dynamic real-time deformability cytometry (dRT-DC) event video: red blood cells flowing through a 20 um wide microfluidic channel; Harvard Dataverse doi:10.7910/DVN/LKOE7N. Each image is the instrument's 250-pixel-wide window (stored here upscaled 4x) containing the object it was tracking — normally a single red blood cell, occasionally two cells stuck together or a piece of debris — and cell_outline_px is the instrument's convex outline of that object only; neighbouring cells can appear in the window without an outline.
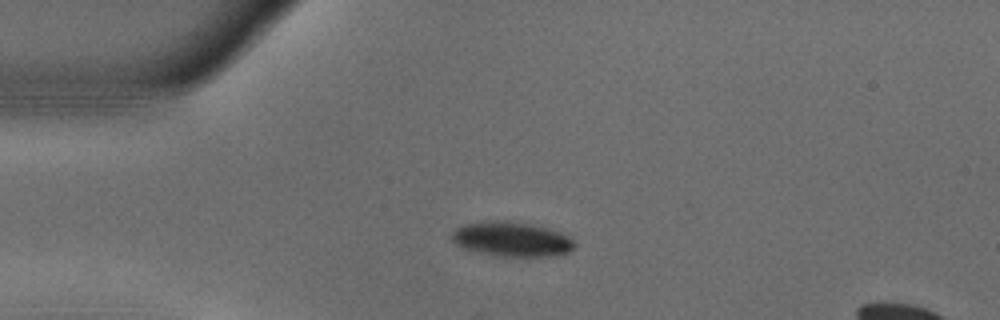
{"species": "common noctule bat (a hibernating species)", "species_latin": "Nyctalus noctula", "temperature_condition": "warm", "stored_images_in_passage": 17, "camera_frame_rate_fps": 3000, "um_per_image_px": 0.085, "animal": {"sex": "male", "body_mass_g": 18.8}, "frame": {"image": 1, "passage_image": 1, "time_ms": 0.0, "image_size_px": [1000, 320], "cell_outline_px": [[576, 244], [568, 252], [556, 256], [500, 256], [480, 252], [464, 248], [456, 244], [452, 240], [452, 232], [456, 228], [464, 224], [492, 220], [504, 220], [532, 224], [548, 228], [560, 232], [568, 236]], "centroid_in_image_um": [43.5, 20.32], "position_along_channel_um": 41.5, "area_um2": 24.68}}
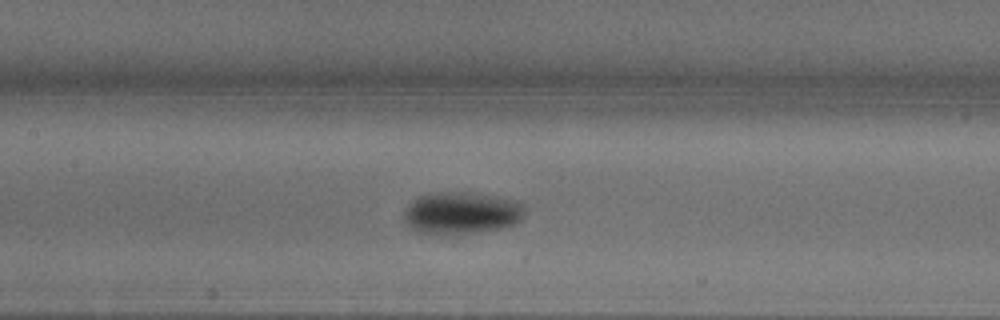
{"frame": {"image": 2, "passage_image": 13, "time_ms": 4.0, "image_size_px": [1000, 320], "cell_outline_px": [[524, 212], [520, 220], [516, 224], [504, 228], [480, 232], [416, 232], [408, 224], [404, 216], [404, 212], [408, 204], [420, 196], [428, 192], [472, 192], [496, 196], [516, 200], [524, 204]], "centroid_in_image_um": [39.28, 18.06], "position_along_channel_um": 168.1, "area_um2": 29.42}}
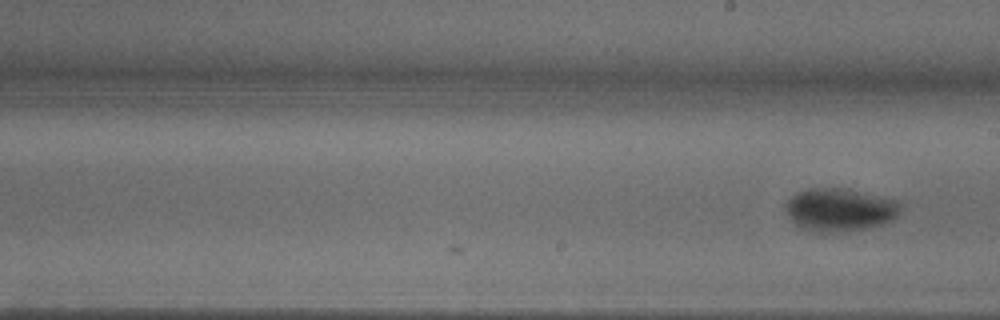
{"frame": {"image": 3, "passage_image": 17, "time_ms": 5.333, "image_size_px": [1000, 320], "cell_outline_px": [[900, 208], [896, 216], [892, 220], [880, 224], [864, 228], [836, 232], [820, 232], [796, 224], [788, 216], [784, 208], [784, 204], [792, 196], [808, 188], [840, 188], [896, 200], [900, 204]], "centroid_in_image_um": [71.34, 17.82], "position_along_channel_um": 217.7, "area_um2": 27.98}}